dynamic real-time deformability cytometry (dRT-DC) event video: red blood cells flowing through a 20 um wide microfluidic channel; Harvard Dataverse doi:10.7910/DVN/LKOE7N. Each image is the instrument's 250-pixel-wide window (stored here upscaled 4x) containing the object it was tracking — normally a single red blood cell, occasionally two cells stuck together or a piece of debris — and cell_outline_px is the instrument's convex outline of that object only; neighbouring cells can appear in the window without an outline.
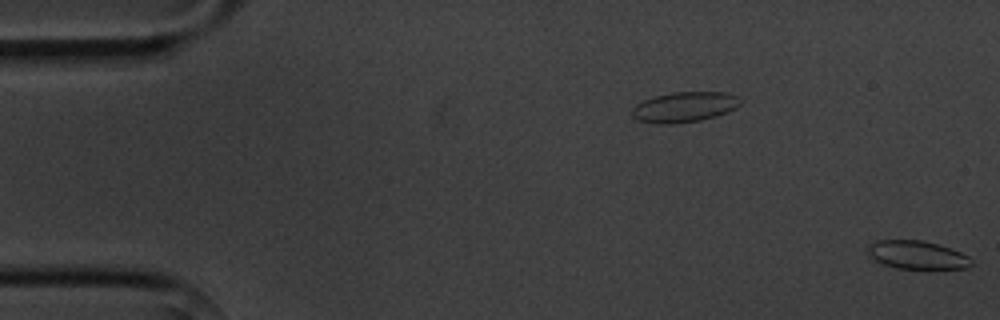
{"species": "common noctule bat (a hibernating species)", "species_latin": "Nyctalus noctula", "temperature_condition": "cold", "stored_images_in_passage": 3, "segment_of_instrument_passage": [2, 2], "camera_frame_rate_fps": 3000, "um_per_image_px": 0.085, "animal": {"sex": "male", "body_mass_g": 20.1, "forearm_length_mm": 53.5}, "frame": {"image": 1, "passage_image": 3, "time_ms": 2.333, "image_size_px": [1000, 320], "cell_outline_px": [[972, 264], [968, 268], [896, 268], [884, 264], [868, 256], [868, 244], [876, 240], [920, 240], [936, 244], [960, 252], [968, 256], [972, 260]], "centroid_in_image_um": [77.92, 21.66], "position_along_channel_um": 7.1, "area_um2": 16.82}}